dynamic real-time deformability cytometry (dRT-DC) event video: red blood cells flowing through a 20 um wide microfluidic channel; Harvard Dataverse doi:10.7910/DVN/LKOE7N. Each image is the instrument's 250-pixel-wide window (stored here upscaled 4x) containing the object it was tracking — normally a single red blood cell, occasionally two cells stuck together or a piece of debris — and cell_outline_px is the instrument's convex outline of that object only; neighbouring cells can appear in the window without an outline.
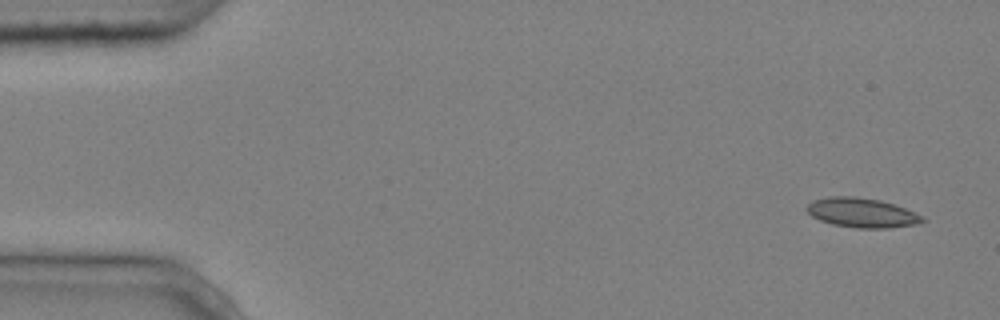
{"species": "common noctule bat (a hibernating species)", "species_latin": "Nyctalus noctula", "temperature_condition": "cold", "stored_images_in_passage": 7, "camera_frame_rate_fps": 3000, "um_per_image_px": 0.085, "animal": {"sex": "male", "body_mass_g": 20.4}, "frame": {"image": 1, "passage_image": 1, "time_ms": 0.0, "image_size_px": [1000, 320], "cell_outline_px": [[928, 220], [916, 224], [888, 228], [856, 228], [832, 224], [820, 220], [812, 216], [804, 208], [812, 200], [828, 196], [852, 196], [880, 200], [904, 208], [924, 216]], "centroid_in_image_um": [73.24, 18.08], "position_along_channel_um": 11.8, "area_um2": 19.94}}
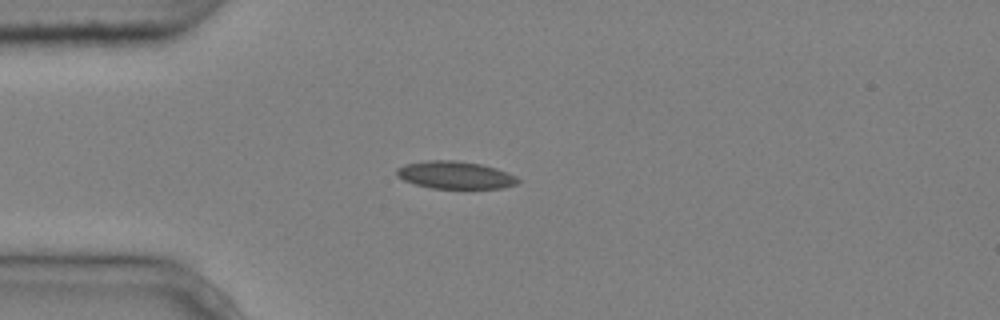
{"frame": {"image": 2, "passage_image": 4, "time_ms": 1.0, "image_size_px": [1000, 320], "cell_outline_px": [[520, 180], [516, 184], [500, 188], [432, 188], [416, 184], [404, 180], [396, 176], [396, 168], [404, 164], [428, 160], [456, 160], [480, 164], [496, 168], [508, 172], [516, 176]], "centroid_in_image_um": [38.67, 14.87], "position_along_channel_um": 46.3, "area_um2": 19.42}}